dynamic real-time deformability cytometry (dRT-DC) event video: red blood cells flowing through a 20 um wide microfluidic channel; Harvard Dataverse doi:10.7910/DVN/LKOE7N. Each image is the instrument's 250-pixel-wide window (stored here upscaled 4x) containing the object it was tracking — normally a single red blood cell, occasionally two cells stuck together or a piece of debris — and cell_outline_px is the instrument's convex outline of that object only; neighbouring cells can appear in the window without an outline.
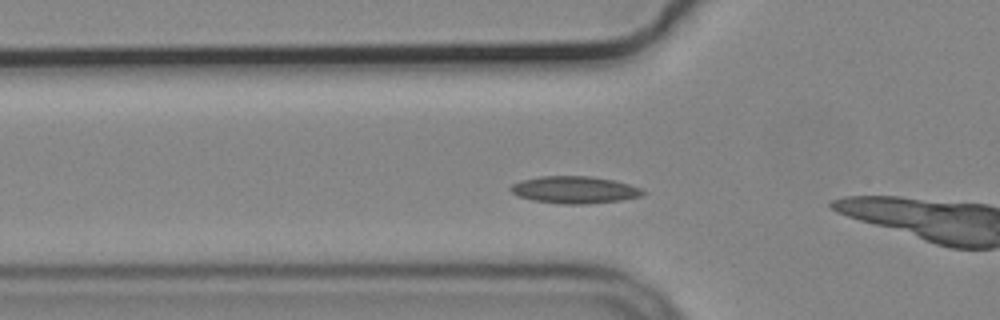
{"species": "common noctule bat (a hibernating species)", "species_latin": "Nyctalus noctula", "temperature_condition": "cold", "stored_images_in_passage": 41, "camera_frame_rate_fps": 3000, "um_per_image_px": 0.085, "animal": {"sex": "male", "body_mass_g": 19.2, "forearm_length_mm": 51.8}, "frame": {"image": 1, "passage_image": 3, "time_ms": 0.667, "image_size_px": [1000, 320], "cell_outline_px": [[648, 192], [644, 196], [620, 200], [584, 204], [560, 204], [532, 200], [520, 196], [512, 192], [508, 188], [512, 184], [520, 180], [540, 176], [592, 176], [612, 180], [628, 184], [640, 188]], "centroid_in_image_um": [48.84, 16.13], "position_along_channel_um": 77.0, "area_um2": 20.98}}
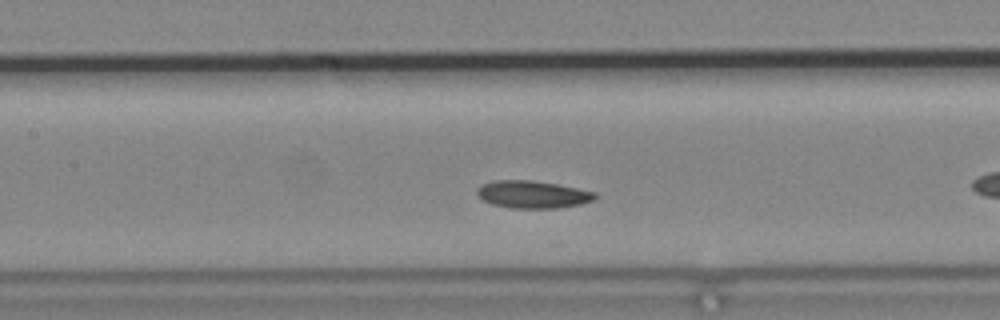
{"frame": {"image": 2, "passage_image": 10, "time_ms": 3.0, "image_size_px": [1000, 320], "cell_outline_px": [[596, 196], [592, 200], [580, 204], [556, 208], [508, 208], [492, 204], [484, 200], [476, 192], [484, 184], [492, 180], [532, 180], [556, 184], [596, 192]], "centroid_in_image_um": [45.27, 16.53], "position_along_channel_um": 162.1, "area_um2": 18.61}}
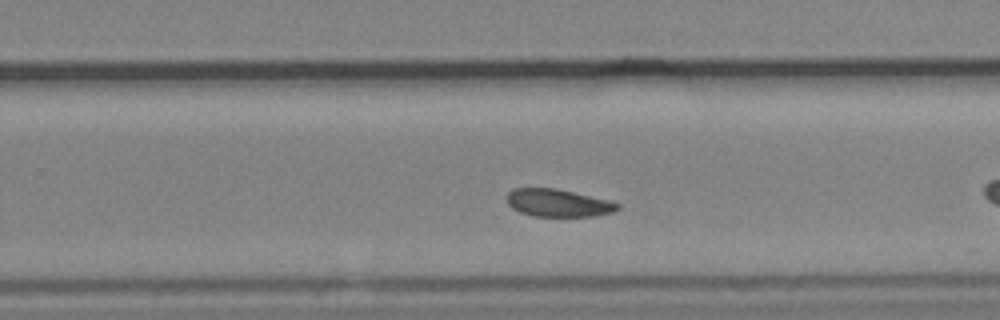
{"frame": {"image": 3, "passage_image": 20, "time_ms": 6.333, "image_size_px": [1000, 320], "cell_outline_px": [[620, 208], [612, 212], [592, 216], [532, 216], [520, 212], [512, 208], [508, 204], [508, 192], [512, 188], [556, 188], [608, 200], [620, 204]], "centroid_in_image_um": [47.42, 17.25], "position_along_channel_um": 282.4, "area_um2": 17.69}, "authors_computed_cell_mechanics": {"area_um2": 18.8428, "velocity_mm_per_s": 3.6283, "shape_relaxation_time_tau1_ms": 5.175, "shape_relaxation_time_tau2_ms": 3.8618, "deformation_change_tau1": 0.1061, "deformation_change_tau2": 0.0741}}